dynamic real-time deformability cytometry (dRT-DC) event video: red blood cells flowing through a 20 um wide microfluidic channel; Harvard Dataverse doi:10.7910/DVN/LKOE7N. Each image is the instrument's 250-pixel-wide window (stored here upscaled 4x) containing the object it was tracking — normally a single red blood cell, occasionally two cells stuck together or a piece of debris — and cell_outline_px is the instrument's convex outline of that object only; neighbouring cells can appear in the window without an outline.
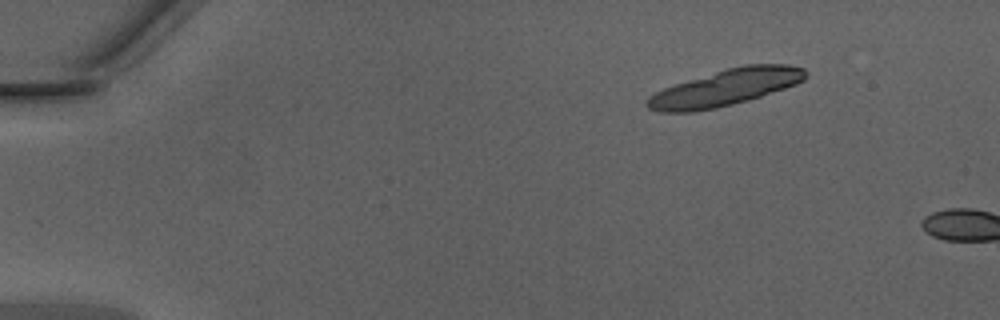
{"species": "Egyptian fruit bat (a non-hibernating species)", "species_latin": "Rousettus aegyptiacus", "temperature_condition": "warm", "stored_images_in_passage": 3, "camera_frame_rate_fps": 3000, "um_per_image_px": 0.085, "animal": {"sex": "male"}, "frame": {"image": 1, "passage_image": 1, "time_ms": 0.0, "image_size_px": [1000, 320], "cell_outline_px": [[808, 76], [804, 80], [796, 84], [748, 100], [716, 108], [692, 112], [660, 112], [648, 108], [644, 104], [648, 96], [664, 88], [676, 84], [728, 68], [744, 64], [788, 64], [804, 68], [808, 72]], "centroid_in_image_um": [61.68, 7.45], "position_along_channel_um": 23.3, "area_um2": 33.35}}